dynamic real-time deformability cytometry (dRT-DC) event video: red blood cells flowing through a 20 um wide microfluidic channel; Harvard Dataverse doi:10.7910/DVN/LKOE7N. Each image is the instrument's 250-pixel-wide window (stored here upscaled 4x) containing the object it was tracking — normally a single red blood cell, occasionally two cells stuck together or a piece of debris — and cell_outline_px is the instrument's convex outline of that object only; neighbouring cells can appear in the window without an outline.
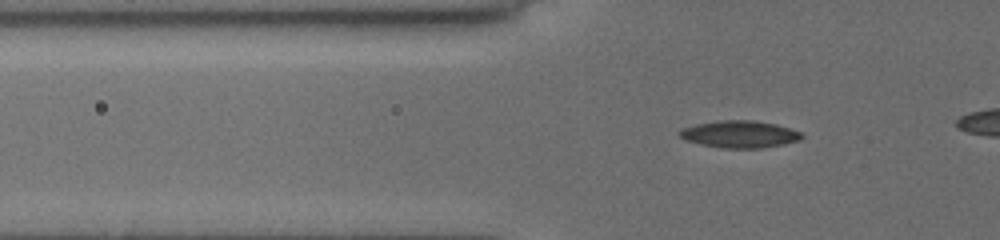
{"species": "common noctule bat (a hibernating species)", "species_latin": "Nyctalus noctula", "temperature_condition": "cold", "stored_images_in_passage": 49, "camera_frame_rate_fps": 3000, "um_per_image_px": 0.085, "animal": {"sex": "female", "body_mass_g": 19.5, "forearm_length_mm": 54.1}, "frame": {"image": 1, "passage_image": 20, "time_ms": 6.333, "image_size_px": [1000, 240], "cell_outline_px": [[804, 136], [800, 140], [784, 144], [760, 148], [720, 148], [700, 144], [688, 140], [680, 136], [676, 132], [680, 128], [696, 124], [716, 120], [752, 120], [776, 124], [800, 132]], "centroid_in_image_um": [62.84, 11.4], "position_along_channel_um": 63.0, "area_um2": 19.36}}
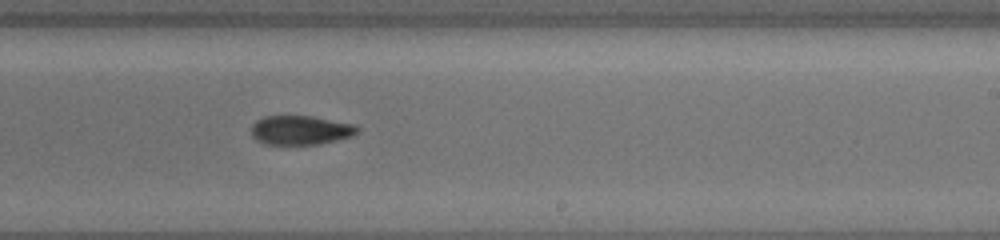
{"frame": {"image": 2, "passage_image": 36, "time_ms": 11.667, "image_size_px": [1000, 240], "cell_outline_px": [[360, 128], [352, 136], [340, 140], [320, 144], [264, 144], [256, 140], [252, 136], [252, 124], [256, 120], [264, 116], [312, 116], [356, 124]], "centroid_in_image_um": [25.57, 11.06], "position_along_channel_um": 263.4, "area_um2": 18.21}}
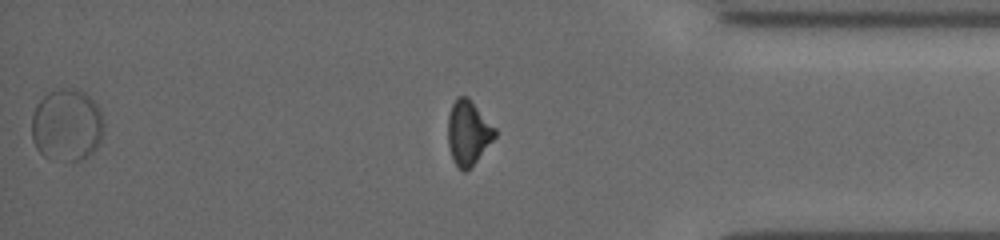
{"frame": {"image": 3, "passage_image": 47, "time_ms": 15.333, "image_size_px": [1000, 240], "cell_outline_px": [[496, 136], [476, 160], [464, 172], [452, 160], [448, 144], [448, 116], [452, 104], [456, 96], [468, 96], [496, 128]], "centroid_in_image_um": [39.78, 11.23], "position_along_channel_um": 395.4, "area_um2": 17.51}}